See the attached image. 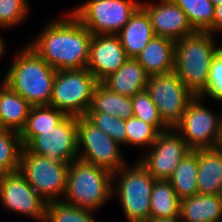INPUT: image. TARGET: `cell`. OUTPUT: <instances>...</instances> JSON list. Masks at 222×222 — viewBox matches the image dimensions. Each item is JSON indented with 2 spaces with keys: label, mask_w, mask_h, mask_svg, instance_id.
<instances>
[{
  "label": "cell",
  "mask_w": 222,
  "mask_h": 222,
  "mask_svg": "<svg viewBox=\"0 0 222 222\" xmlns=\"http://www.w3.org/2000/svg\"><path fill=\"white\" fill-rule=\"evenodd\" d=\"M92 33L70 12L47 23L27 44L55 70L86 68Z\"/></svg>",
  "instance_id": "1"
},
{
  "label": "cell",
  "mask_w": 222,
  "mask_h": 222,
  "mask_svg": "<svg viewBox=\"0 0 222 222\" xmlns=\"http://www.w3.org/2000/svg\"><path fill=\"white\" fill-rule=\"evenodd\" d=\"M15 54V60L1 80L32 106L49 105L57 70L28 44Z\"/></svg>",
  "instance_id": "2"
},
{
  "label": "cell",
  "mask_w": 222,
  "mask_h": 222,
  "mask_svg": "<svg viewBox=\"0 0 222 222\" xmlns=\"http://www.w3.org/2000/svg\"><path fill=\"white\" fill-rule=\"evenodd\" d=\"M215 37L196 31L176 41L174 72L195 96L207 93L210 65L221 47Z\"/></svg>",
  "instance_id": "3"
},
{
  "label": "cell",
  "mask_w": 222,
  "mask_h": 222,
  "mask_svg": "<svg viewBox=\"0 0 222 222\" xmlns=\"http://www.w3.org/2000/svg\"><path fill=\"white\" fill-rule=\"evenodd\" d=\"M112 196L110 171L79 159L69 163L64 202L97 211L109 202Z\"/></svg>",
  "instance_id": "4"
},
{
  "label": "cell",
  "mask_w": 222,
  "mask_h": 222,
  "mask_svg": "<svg viewBox=\"0 0 222 222\" xmlns=\"http://www.w3.org/2000/svg\"><path fill=\"white\" fill-rule=\"evenodd\" d=\"M112 173V195L117 196L128 222H147L155 178L135 162ZM116 195V196H115Z\"/></svg>",
  "instance_id": "5"
},
{
  "label": "cell",
  "mask_w": 222,
  "mask_h": 222,
  "mask_svg": "<svg viewBox=\"0 0 222 222\" xmlns=\"http://www.w3.org/2000/svg\"><path fill=\"white\" fill-rule=\"evenodd\" d=\"M98 83L87 68L57 70L49 105L68 116H84Z\"/></svg>",
  "instance_id": "6"
},
{
  "label": "cell",
  "mask_w": 222,
  "mask_h": 222,
  "mask_svg": "<svg viewBox=\"0 0 222 222\" xmlns=\"http://www.w3.org/2000/svg\"><path fill=\"white\" fill-rule=\"evenodd\" d=\"M140 6L138 0H87L69 11L93 35H116Z\"/></svg>",
  "instance_id": "7"
},
{
  "label": "cell",
  "mask_w": 222,
  "mask_h": 222,
  "mask_svg": "<svg viewBox=\"0 0 222 222\" xmlns=\"http://www.w3.org/2000/svg\"><path fill=\"white\" fill-rule=\"evenodd\" d=\"M69 163L55 162L22 149L18 171L47 202L62 201L66 191Z\"/></svg>",
  "instance_id": "8"
},
{
  "label": "cell",
  "mask_w": 222,
  "mask_h": 222,
  "mask_svg": "<svg viewBox=\"0 0 222 222\" xmlns=\"http://www.w3.org/2000/svg\"><path fill=\"white\" fill-rule=\"evenodd\" d=\"M77 149L79 160L111 173L117 172L127 164L120 145L84 116L77 117Z\"/></svg>",
  "instance_id": "9"
},
{
  "label": "cell",
  "mask_w": 222,
  "mask_h": 222,
  "mask_svg": "<svg viewBox=\"0 0 222 222\" xmlns=\"http://www.w3.org/2000/svg\"><path fill=\"white\" fill-rule=\"evenodd\" d=\"M146 91L169 128H174L181 121L188 105L196 97L174 71L149 75Z\"/></svg>",
  "instance_id": "10"
},
{
  "label": "cell",
  "mask_w": 222,
  "mask_h": 222,
  "mask_svg": "<svg viewBox=\"0 0 222 222\" xmlns=\"http://www.w3.org/2000/svg\"><path fill=\"white\" fill-rule=\"evenodd\" d=\"M204 100V97L196 96L188 105L181 121L173 128L191 150L217 147L222 110L219 115L215 114L203 104Z\"/></svg>",
  "instance_id": "11"
},
{
  "label": "cell",
  "mask_w": 222,
  "mask_h": 222,
  "mask_svg": "<svg viewBox=\"0 0 222 222\" xmlns=\"http://www.w3.org/2000/svg\"><path fill=\"white\" fill-rule=\"evenodd\" d=\"M24 148L55 162L77 160V116L67 115L57 126L39 131Z\"/></svg>",
  "instance_id": "12"
},
{
  "label": "cell",
  "mask_w": 222,
  "mask_h": 222,
  "mask_svg": "<svg viewBox=\"0 0 222 222\" xmlns=\"http://www.w3.org/2000/svg\"><path fill=\"white\" fill-rule=\"evenodd\" d=\"M185 140L170 128L161 132L138 162L155 178L168 180L179 162L190 152Z\"/></svg>",
  "instance_id": "13"
},
{
  "label": "cell",
  "mask_w": 222,
  "mask_h": 222,
  "mask_svg": "<svg viewBox=\"0 0 222 222\" xmlns=\"http://www.w3.org/2000/svg\"><path fill=\"white\" fill-rule=\"evenodd\" d=\"M0 203L8 211L18 212L44 222L47 202L15 171L0 175Z\"/></svg>",
  "instance_id": "14"
},
{
  "label": "cell",
  "mask_w": 222,
  "mask_h": 222,
  "mask_svg": "<svg viewBox=\"0 0 222 222\" xmlns=\"http://www.w3.org/2000/svg\"><path fill=\"white\" fill-rule=\"evenodd\" d=\"M141 7L150 17L155 36L176 42L196 32L185 12L173 0L143 1Z\"/></svg>",
  "instance_id": "15"
},
{
  "label": "cell",
  "mask_w": 222,
  "mask_h": 222,
  "mask_svg": "<svg viewBox=\"0 0 222 222\" xmlns=\"http://www.w3.org/2000/svg\"><path fill=\"white\" fill-rule=\"evenodd\" d=\"M128 59L117 35H92L87 69L102 82Z\"/></svg>",
  "instance_id": "16"
},
{
  "label": "cell",
  "mask_w": 222,
  "mask_h": 222,
  "mask_svg": "<svg viewBox=\"0 0 222 222\" xmlns=\"http://www.w3.org/2000/svg\"><path fill=\"white\" fill-rule=\"evenodd\" d=\"M176 42L165 37L154 36L136 56V60L149 75L174 71Z\"/></svg>",
  "instance_id": "17"
},
{
  "label": "cell",
  "mask_w": 222,
  "mask_h": 222,
  "mask_svg": "<svg viewBox=\"0 0 222 222\" xmlns=\"http://www.w3.org/2000/svg\"><path fill=\"white\" fill-rule=\"evenodd\" d=\"M116 35L128 58H136L155 36L150 17L141 6Z\"/></svg>",
  "instance_id": "18"
},
{
  "label": "cell",
  "mask_w": 222,
  "mask_h": 222,
  "mask_svg": "<svg viewBox=\"0 0 222 222\" xmlns=\"http://www.w3.org/2000/svg\"><path fill=\"white\" fill-rule=\"evenodd\" d=\"M149 74L135 59L128 58L114 73L110 74L102 83L114 93L132 97L136 93L146 90Z\"/></svg>",
  "instance_id": "19"
},
{
  "label": "cell",
  "mask_w": 222,
  "mask_h": 222,
  "mask_svg": "<svg viewBox=\"0 0 222 222\" xmlns=\"http://www.w3.org/2000/svg\"><path fill=\"white\" fill-rule=\"evenodd\" d=\"M197 190L202 195H219L222 189V151L197 149Z\"/></svg>",
  "instance_id": "20"
},
{
  "label": "cell",
  "mask_w": 222,
  "mask_h": 222,
  "mask_svg": "<svg viewBox=\"0 0 222 222\" xmlns=\"http://www.w3.org/2000/svg\"><path fill=\"white\" fill-rule=\"evenodd\" d=\"M0 84V126L20 133L32 105L3 81Z\"/></svg>",
  "instance_id": "21"
},
{
  "label": "cell",
  "mask_w": 222,
  "mask_h": 222,
  "mask_svg": "<svg viewBox=\"0 0 222 222\" xmlns=\"http://www.w3.org/2000/svg\"><path fill=\"white\" fill-rule=\"evenodd\" d=\"M222 211L219 195L195 194L180 201L182 222H218Z\"/></svg>",
  "instance_id": "22"
},
{
  "label": "cell",
  "mask_w": 222,
  "mask_h": 222,
  "mask_svg": "<svg viewBox=\"0 0 222 222\" xmlns=\"http://www.w3.org/2000/svg\"><path fill=\"white\" fill-rule=\"evenodd\" d=\"M86 112H103L127 120L133 117V103L131 97L114 93L102 82H99Z\"/></svg>",
  "instance_id": "23"
},
{
  "label": "cell",
  "mask_w": 222,
  "mask_h": 222,
  "mask_svg": "<svg viewBox=\"0 0 222 222\" xmlns=\"http://www.w3.org/2000/svg\"><path fill=\"white\" fill-rule=\"evenodd\" d=\"M67 115L51 105L31 106L25 127L19 133L23 147L39 131H47L57 126Z\"/></svg>",
  "instance_id": "24"
},
{
  "label": "cell",
  "mask_w": 222,
  "mask_h": 222,
  "mask_svg": "<svg viewBox=\"0 0 222 222\" xmlns=\"http://www.w3.org/2000/svg\"><path fill=\"white\" fill-rule=\"evenodd\" d=\"M197 173L198 160L197 149H195L187 153L168 179L180 201L198 194Z\"/></svg>",
  "instance_id": "25"
},
{
  "label": "cell",
  "mask_w": 222,
  "mask_h": 222,
  "mask_svg": "<svg viewBox=\"0 0 222 222\" xmlns=\"http://www.w3.org/2000/svg\"><path fill=\"white\" fill-rule=\"evenodd\" d=\"M180 200L169 180L156 179L151 192L150 218L179 217Z\"/></svg>",
  "instance_id": "26"
},
{
  "label": "cell",
  "mask_w": 222,
  "mask_h": 222,
  "mask_svg": "<svg viewBox=\"0 0 222 222\" xmlns=\"http://www.w3.org/2000/svg\"><path fill=\"white\" fill-rule=\"evenodd\" d=\"M195 31L213 33L215 6L210 0H173Z\"/></svg>",
  "instance_id": "27"
},
{
  "label": "cell",
  "mask_w": 222,
  "mask_h": 222,
  "mask_svg": "<svg viewBox=\"0 0 222 222\" xmlns=\"http://www.w3.org/2000/svg\"><path fill=\"white\" fill-rule=\"evenodd\" d=\"M22 149L18 132L0 129V175L18 171Z\"/></svg>",
  "instance_id": "28"
},
{
  "label": "cell",
  "mask_w": 222,
  "mask_h": 222,
  "mask_svg": "<svg viewBox=\"0 0 222 222\" xmlns=\"http://www.w3.org/2000/svg\"><path fill=\"white\" fill-rule=\"evenodd\" d=\"M95 211L82 209L66 202H49L46 205L44 222H98Z\"/></svg>",
  "instance_id": "29"
},
{
  "label": "cell",
  "mask_w": 222,
  "mask_h": 222,
  "mask_svg": "<svg viewBox=\"0 0 222 222\" xmlns=\"http://www.w3.org/2000/svg\"><path fill=\"white\" fill-rule=\"evenodd\" d=\"M125 126L127 146L147 148L146 150H148L160 134L153 125L134 116L125 120Z\"/></svg>",
  "instance_id": "30"
},
{
  "label": "cell",
  "mask_w": 222,
  "mask_h": 222,
  "mask_svg": "<svg viewBox=\"0 0 222 222\" xmlns=\"http://www.w3.org/2000/svg\"><path fill=\"white\" fill-rule=\"evenodd\" d=\"M133 103V116L153 125L160 133L170 128L163 122L156 105L146 90L140 91L131 97Z\"/></svg>",
  "instance_id": "31"
},
{
  "label": "cell",
  "mask_w": 222,
  "mask_h": 222,
  "mask_svg": "<svg viewBox=\"0 0 222 222\" xmlns=\"http://www.w3.org/2000/svg\"><path fill=\"white\" fill-rule=\"evenodd\" d=\"M84 117L119 145H126L125 120L103 112H86Z\"/></svg>",
  "instance_id": "32"
},
{
  "label": "cell",
  "mask_w": 222,
  "mask_h": 222,
  "mask_svg": "<svg viewBox=\"0 0 222 222\" xmlns=\"http://www.w3.org/2000/svg\"><path fill=\"white\" fill-rule=\"evenodd\" d=\"M28 0H0V27L10 29L25 21L28 17Z\"/></svg>",
  "instance_id": "33"
},
{
  "label": "cell",
  "mask_w": 222,
  "mask_h": 222,
  "mask_svg": "<svg viewBox=\"0 0 222 222\" xmlns=\"http://www.w3.org/2000/svg\"><path fill=\"white\" fill-rule=\"evenodd\" d=\"M206 96L222 102V45L210 65Z\"/></svg>",
  "instance_id": "34"
},
{
  "label": "cell",
  "mask_w": 222,
  "mask_h": 222,
  "mask_svg": "<svg viewBox=\"0 0 222 222\" xmlns=\"http://www.w3.org/2000/svg\"><path fill=\"white\" fill-rule=\"evenodd\" d=\"M222 31V4L215 6V15L213 20V34Z\"/></svg>",
  "instance_id": "35"
},
{
  "label": "cell",
  "mask_w": 222,
  "mask_h": 222,
  "mask_svg": "<svg viewBox=\"0 0 222 222\" xmlns=\"http://www.w3.org/2000/svg\"><path fill=\"white\" fill-rule=\"evenodd\" d=\"M147 222H182L180 217L173 218H149Z\"/></svg>",
  "instance_id": "36"
},
{
  "label": "cell",
  "mask_w": 222,
  "mask_h": 222,
  "mask_svg": "<svg viewBox=\"0 0 222 222\" xmlns=\"http://www.w3.org/2000/svg\"><path fill=\"white\" fill-rule=\"evenodd\" d=\"M5 48H7L6 42L4 41V38L0 36V59L3 56V54L5 53V51L7 50Z\"/></svg>",
  "instance_id": "37"
},
{
  "label": "cell",
  "mask_w": 222,
  "mask_h": 222,
  "mask_svg": "<svg viewBox=\"0 0 222 222\" xmlns=\"http://www.w3.org/2000/svg\"><path fill=\"white\" fill-rule=\"evenodd\" d=\"M218 150L222 151V118H221V125H220V133H219V138L217 142V147Z\"/></svg>",
  "instance_id": "38"
},
{
  "label": "cell",
  "mask_w": 222,
  "mask_h": 222,
  "mask_svg": "<svg viewBox=\"0 0 222 222\" xmlns=\"http://www.w3.org/2000/svg\"><path fill=\"white\" fill-rule=\"evenodd\" d=\"M214 6L222 4V0H210Z\"/></svg>",
  "instance_id": "39"
},
{
  "label": "cell",
  "mask_w": 222,
  "mask_h": 222,
  "mask_svg": "<svg viewBox=\"0 0 222 222\" xmlns=\"http://www.w3.org/2000/svg\"><path fill=\"white\" fill-rule=\"evenodd\" d=\"M218 222H222V211H221L220 218H219Z\"/></svg>",
  "instance_id": "40"
},
{
  "label": "cell",
  "mask_w": 222,
  "mask_h": 222,
  "mask_svg": "<svg viewBox=\"0 0 222 222\" xmlns=\"http://www.w3.org/2000/svg\"><path fill=\"white\" fill-rule=\"evenodd\" d=\"M219 196H220V199L222 201V189H221V192H220Z\"/></svg>",
  "instance_id": "41"
}]
</instances>
